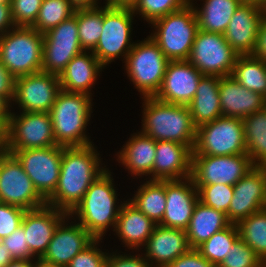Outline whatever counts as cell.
<instances>
[{
  "mask_svg": "<svg viewBox=\"0 0 266 267\" xmlns=\"http://www.w3.org/2000/svg\"><path fill=\"white\" fill-rule=\"evenodd\" d=\"M93 146L64 147L58 185L46 200L47 205L70 214L90 185L108 169L100 165L99 153Z\"/></svg>",
  "mask_w": 266,
  "mask_h": 267,
  "instance_id": "6da1fadb",
  "label": "cell"
},
{
  "mask_svg": "<svg viewBox=\"0 0 266 267\" xmlns=\"http://www.w3.org/2000/svg\"><path fill=\"white\" fill-rule=\"evenodd\" d=\"M142 133L155 141H175L193 150L196 127L188 106L166 103L155 97H142Z\"/></svg>",
  "mask_w": 266,
  "mask_h": 267,
  "instance_id": "7a4b0ae2",
  "label": "cell"
},
{
  "mask_svg": "<svg viewBox=\"0 0 266 267\" xmlns=\"http://www.w3.org/2000/svg\"><path fill=\"white\" fill-rule=\"evenodd\" d=\"M91 96L60 90L50 109L53 134L57 146L80 147L92 144L86 135L92 113Z\"/></svg>",
  "mask_w": 266,
  "mask_h": 267,
  "instance_id": "3957f363",
  "label": "cell"
},
{
  "mask_svg": "<svg viewBox=\"0 0 266 267\" xmlns=\"http://www.w3.org/2000/svg\"><path fill=\"white\" fill-rule=\"evenodd\" d=\"M111 172L107 169L88 188L81 202L69 216L77 215L78 223L95 239L105 236L109 226L115 228L122 203L118 206L117 191ZM117 207V208H116Z\"/></svg>",
  "mask_w": 266,
  "mask_h": 267,
  "instance_id": "277c9868",
  "label": "cell"
},
{
  "mask_svg": "<svg viewBox=\"0 0 266 267\" xmlns=\"http://www.w3.org/2000/svg\"><path fill=\"white\" fill-rule=\"evenodd\" d=\"M192 0L184 8L151 23L155 29L150 37L169 61L188 60L199 30Z\"/></svg>",
  "mask_w": 266,
  "mask_h": 267,
  "instance_id": "5b68a950",
  "label": "cell"
},
{
  "mask_svg": "<svg viewBox=\"0 0 266 267\" xmlns=\"http://www.w3.org/2000/svg\"><path fill=\"white\" fill-rule=\"evenodd\" d=\"M43 34L15 27L0 37V61L15 77L42 71Z\"/></svg>",
  "mask_w": 266,
  "mask_h": 267,
  "instance_id": "8992f818",
  "label": "cell"
},
{
  "mask_svg": "<svg viewBox=\"0 0 266 267\" xmlns=\"http://www.w3.org/2000/svg\"><path fill=\"white\" fill-rule=\"evenodd\" d=\"M145 39L134 43L128 53L126 73L143 97H154L161 87L169 60L150 36Z\"/></svg>",
  "mask_w": 266,
  "mask_h": 267,
  "instance_id": "52a82bcc",
  "label": "cell"
},
{
  "mask_svg": "<svg viewBox=\"0 0 266 267\" xmlns=\"http://www.w3.org/2000/svg\"><path fill=\"white\" fill-rule=\"evenodd\" d=\"M247 154L242 119L221 116L196 128L192 155Z\"/></svg>",
  "mask_w": 266,
  "mask_h": 267,
  "instance_id": "ba28073f",
  "label": "cell"
},
{
  "mask_svg": "<svg viewBox=\"0 0 266 267\" xmlns=\"http://www.w3.org/2000/svg\"><path fill=\"white\" fill-rule=\"evenodd\" d=\"M133 16L132 8L103 6V28L92 53L104 67L119 56L126 60L134 46L130 41Z\"/></svg>",
  "mask_w": 266,
  "mask_h": 267,
  "instance_id": "9c48e42d",
  "label": "cell"
},
{
  "mask_svg": "<svg viewBox=\"0 0 266 267\" xmlns=\"http://www.w3.org/2000/svg\"><path fill=\"white\" fill-rule=\"evenodd\" d=\"M239 55L220 33L198 30L188 61L200 73L208 76H231Z\"/></svg>",
  "mask_w": 266,
  "mask_h": 267,
  "instance_id": "30bf717a",
  "label": "cell"
},
{
  "mask_svg": "<svg viewBox=\"0 0 266 267\" xmlns=\"http://www.w3.org/2000/svg\"><path fill=\"white\" fill-rule=\"evenodd\" d=\"M63 149L64 147L55 145L6 151L17 158L38 193L47 200L58 185Z\"/></svg>",
  "mask_w": 266,
  "mask_h": 267,
  "instance_id": "8fae6325",
  "label": "cell"
},
{
  "mask_svg": "<svg viewBox=\"0 0 266 267\" xmlns=\"http://www.w3.org/2000/svg\"><path fill=\"white\" fill-rule=\"evenodd\" d=\"M0 202L32 210L46 205L17 158L0 153Z\"/></svg>",
  "mask_w": 266,
  "mask_h": 267,
  "instance_id": "7c38bea8",
  "label": "cell"
},
{
  "mask_svg": "<svg viewBox=\"0 0 266 267\" xmlns=\"http://www.w3.org/2000/svg\"><path fill=\"white\" fill-rule=\"evenodd\" d=\"M255 165L247 154L226 156L192 155L191 177L195 185L234 186Z\"/></svg>",
  "mask_w": 266,
  "mask_h": 267,
  "instance_id": "4fadbf2b",
  "label": "cell"
},
{
  "mask_svg": "<svg viewBox=\"0 0 266 267\" xmlns=\"http://www.w3.org/2000/svg\"><path fill=\"white\" fill-rule=\"evenodd\" d=\"M82 51L76 8L71 18L43 34L42 71L59 76L73 57Z\"/></svg>",
  "mask_w": 266,
  "mask_h": 267,
  "instance_id": "5bb4252c",
  "label": "cell"
},
{
  "mask_svg": "<svg viewBox=\"0 0 266 267\" xmlns=\"http://www.w3.org/2000/svg\"><path fill=\"white\" fill-rule=\"evenodd\" d=\"M51 117L46 112L11 113L8 119L6 150L55 146Z\"/></svg>",
  "mask_w": 266,
  "mask_h": 267,
  "instance_id": "9a60e30c",
  "label": "cell"
},
{
  "mask_svg": "<svg viewBox=\"0 0 266 267\" xmlns=\"http://www.w3.org/2000/svg\"><path fill=\"white\" fill-rule=\"evenodd\" d=\"M60 90L58 75L40 71L15 78L13 101L22 112L49 113Z\"/></svg>",
  "mask_w": 266,
  "mask_h": 267,
  "instance_id": "2e32d148",
  "label": "cell"
},
{
  "mask_svg": "<svg viewBox=\"0 0 266 267\" xmlns=\"http://www.w3.org/2000/svg\"><path fill=\"white\" fill-rule=\"evenodd\" d=\"M227 220L237 224L252 213L265 209L266 205V166H255L233 186Z\"/></svg>",
  "mask_w": 266,
  "mask_h": 267,
  "instance_id": "e0dca14e",
  "label": "cell"
},
{
  "mask_svg": "<svg viewBox=\"0 0 266 267\" xmlns=\"http://www.w3.org/2000/svg\"><path fill=\"white\" fill-rule=\"evenodd\" d=\"M203 76L188 60L169 61L161 87L154 97L166 103L188 106Z\"/></svg>",
  "mask_w": 266,
  "mask_h": 267,
  "instance_id": "ac0fdd59",
  "label": "cell"
},
{
  "mask_svg": "<svg viewBox=\"0 0 266 267\" xmlns=\"http://www.w3.org/2000/svg\"><path fill=\"white\" fill-rule=\"evenodd\" d=\"M69 218L68 213L47 204L26 210L21 227L24 229L30 252L35 257L34 260L39 261L43 257L57 226L64 219Z\"/></svg>",
  "mask_w": 266,
  "mask_h": 267,
  "instance_id": "d6986e66",
  "label": "cell"
},
{
  "mask_svg": "<svg viewBox=\"0 0 266 267\" xmlns=\"http://www.w3.org/2000/svg\"><path fill=\"white\" fill-rule=\"evenodd\" d=\"M165 195V212L159 225L186 230L199 201L192 177L165 180Z\"/></svg>",
  "mask_w": 266,
  "mask_h": 267,
  "instance_id": "ffe728a7",
  "label": "cell"
},
{
  "mask_svg": "<svg viewBox=\"0 0 266 267\" xmlns=\"http://www.w3.org/2000/svg\"><path fill=\"white\" fill-rule=\"evenodd\" d=\"M67 225L64 219L57 226L47 251L38 264L67 267L79 252L95 240L79 223Z\"/></svg>",
  "mask_w": 266,
  "mask_h": 267,
  "instance_id": "44dd1931",
  "label": "cell"
},
{
  "mask_svg": "<svg viewBox=\"0 0 266 267\" xmlns=\"http://www.w3.org/2000/svg\"><path fill=\"white\" fill-rule=\"evenodd\" d=\"M264 7L254 3H241L229 21L225 40L238 55H252L257 41Z\"/></svg>",
  "mask_w": 266,
  "mask_h": 267,
  "instance_id": "7402d4cb",
  "label": "cell"
},
{
  "mask_svg": "<svg viewBox=\"0 0 266 267\" xmlns=\"http://www.w3.org/2000/svg\"><path fill=\"white\" fill-rule=\"evenodd\" d=\"M145 249L144 257L151 267L153 265L167 267L176 258L188 252L191 247L185 230L156 224Z\"/></svg>",
  "mask_w": 266,
  "mask_h": 267,
  "instance_id": "603a6c76",
  "label": "cell"
},
{
  "mask_svg": "<svg viewBox=\"0 0 266 267\" xmlns=\"http://www.w3.org/2000/svg\"><path fill=\"white\" fill-rule=\"evenodd\" d=\"M219 98L222 116L244 119L265 107L266 98L247 90L232 76H224L219 81Z\"/></svg>",
  "mask_w": 266,
  "mask_h": 267,
  "instance_id": "cb8c5ba5",
  "label": "cell"
},
{
  "mask_svg": "<svg viewBox=\"0 0 266 267\" xmlns=\"http://www.w3.org/2000/svg\"><path fill=\"white\" fill-rule=\"evenodd\" d=\"M192 150L175 141H157L153 180L185 179L191 176Z\"/></svg>",
  "mask_w": 266,
  "mask_h": 267,
  "instance_id": "d4e9b609",
  "label": "cell"
},
{
  "mask_svg": "<svg viewBox=\"0 0 266 267\" xmlns=\"http://www.w3.org/2000/svg\"><path fill=\"white\" fill-rule=\"evenodd\" d=\"M87 52L83 50L73 57L65 70L59 75L61 90L91 96V87L96 83V78L104 66L92 51L91 53Z\"/></svg>",
  "mask_w": 266,
  "mask_h": 267,
  "instance_id": "484cf974",
  "label": "cell"
},
{
  "mask_svg": "<svg viewBox=\"0 0 266 267\" xmlns=\"http://www.w3.org/2000/svg\"><path fill=\"white\" fill-rule=\"evenodd\" d=\"M116 221L115 231L128 249L145 246L156 223L148 218L130 201H124Z\"/></svg>",
  "mask_w": 266,
  "mask_h": 267,
  "instance_id": "4316f807",
  "label": "cell"
},
{
  "mask_svg": "<svg viewBox=\"0 0 266 267\" xmlns=\"http://www.w3.org/2000/svg\"><path fill=\"white\" fill-rule=\"evenodd\" d=\"M156 144L152 137L147 136L141 131L133 134L117 155L121 162L132 175L149 176L153 180V164L156 155Z\"/></svg>",
  "mask_w": 266,
  "mask_h": 267,
  "instance_id": "83f0119b",
  "label": "cell"
},
{
  "mask_svg": "<svg viewBox=\"0 0 266 267\" xmlns=\"http://www.w3.org/2000/svg\"><path fill=\"white\" fill-rule=\"evenodd\" d=\"M220 78L204 75L198 84L195 96L188 105L196 128L222 116L219 98Z\"/></svg>",
  "mask_w": 266,
  "mask_h": 267,
  "instance_id": "f1b7e54d",
  "label": "cell"
},
{
  "mask_svg": "<svg viewBox=\"0 0 266 267\" xmlns=\"http://www.w3.org/2000/svg\"><path fill=\"white\" fill-rule=\"evenodd\" d=\"M230 222L223 212L197 202L188 228L185 230L191 248H197L216 232L226 228Z\"/></svg>",
  "mask_w": 266,
  "mask_h": 267,
  "instance_id": "f546056e",
  "label": "cell"
},
{
  "mask_svg": "<svg viewBox=\"0 0 266 267\" xmlns=\"http://www.w3.org/2000/svg\"><path fill=\"white\" fill-rule=\"evenodd\" d=\"M202 8L193 7L200 30L223 34L235 10L242 3L240 0H205Z\"/></svg>",
  "mask_w": 266,
  "mask_h": 267,
  "instance_id": "4dcf8cb0",
  "label": "cell"
},
{
  "mask_svg": "<svg viewBox=\"0 0 266 267\" xmlns=\"http://www.w3.org/2000/svg\"><path fill=\"white\" fill-rule=\"evenodd\" d=\"M246 152L255 166H266V109L242 119Z\"/></svg>",
  "mask_w": 266,
  "mask_h": 267,
  "instance_id": "1f68e13d",
  "label": "cell"
},
{
  "mask_svg": "<svg viewBox=\"0 0 266 267\" xmlns=\"http://www.w3.org/2000/svg\"><path fill=\"white\" fill-rule=\"evenodd\" d=\"M130 202L156 224H159L165 212V180H148L139 186Z\"/></svg>",
  "mask_w": 266,
  "mask_h": 267,
  "instance_id": "d6a6232c",
  "label": "cell"
},
{
  "mask_svg": "<svg viewBox=\"0 0 266 267\" xmlns=\"http://www.w3.org/2000/svg\"><path fill=\"white\" fill-rule=\"evenodd\" d=\"M231 76L247 90L266 98V63L253 55H239Z\"/></svg>",
  "mask_w": 266,
  "mask_h": 267,
  "instance_id": "836d02e7",
  "label": "cell"
},
{
  "mask_svg": "<svg viewBox=\"0 0 266 267\" xmlns=\"http://www.w3.org/2000/svg\"><path fill=\"white\" fill-rule=\"evenodd\" d=\"M78 38L84 51H93L103 28V7L77 8Z\"/></svg>",
  "mask_w": 266,
  "mask_h": 267,
  "instance_id": "e575fe53",
  "label": "cell"
},
{
  "mask_svg": "<svg viewBox=\"0 0 266 267\" xmlns=\"http://www.w3.org/2000/svg\"><path fill=\"white\" fill-rule=\"evenodd\" d=\"M239 237L261 258L266 256V210L252 213L237 224Z\"/></svg>",
  "mask_w": 266,
  "mask_h": 267,
  "instance_id": "d590c367",
  "label": "cell"
},
{
  "mask_svg": "<svg viewBox=\"0 0 266 267\" xmlns=\"http://www.w3.org/2000/svg\"><path fill=\"white\" fill-rule=\"evenodd\" d=\"M73 0H43L35 23L31 26L41 34L71 18L76 10Z\"/></svg>",
  "mask_w": 266,
  "mask_h": 267,
  "instance_id": "8d00e7d4",
  "label": "cell"
},
{
  "mask_svg": "<svg viewBox=\"0 0 266 267\" xmlns=\"http://www.w3.org/2000/svg\"><path fill=\"white\" fill-rule=\"evenodd\" d=\"M239 238V231L236 224H229L226 228L213 234L196 249L209 262L216 267L222 262L230 247Z\"/></svg>",
  "mask_w": 266,
  "mask_h": 267,
  "instance_id": "74e56055",
  "label": "cell"
},
{
  "mask_svg": "<svg viewBox=\"0 0 266 267\" xmlns=\"http://www.w3.org/2000/svg\"><path fill=\"white\" fill-rule=\"evenodd\" d=\"M190 3V0H138L132 7L134 14H140L149 23L178 11ZM139 12V13H138Z\"/></svg>",
  "mask_w": 266,
  "mask_h": 267,
  "instance_id": "f35d334b",
  "label": "cell"
},
{
  "mask_svg": "<svg viewBox=\"0 0 266 267\" xmlns=\"http://www.w3.org/2000/svg\"><path fill=\"white\" fill-rule=\"evenodd\" d=\"M198 199L208 207L223 212L225 215L233 198L234 187L227 184L195 185Z\"/></svg>",
  "mask_w": 266,
  "mask_h": 267,
  "instance_id": "ab89813d",
  "label": "cell"
},
{
  "mask_svg": "<svg viewBox=\"0 0 266 267\" xmlns=\"http://www.w3.org/2000/svg\"><path fill=\"white\" fill-rule=\"evenodd\" d=\"M261 258L240 237L217 267H261Z\"/></svg>",
  "mask_w": 266,
  "mask_h": 267,
  "instance_id": "60d3db41",
  "label": "cell"
},
{
  "mask_svg": "<svg viewBox=\"0 0 266 267\" xmlns=\"http://www.w3.org/2000/svg\"><path fill=\"white\" fill-rule=\"evenodd\" d=\"M43 0H11V14L16 27H31Z\"/></svg>",
  "mask_w": 266,
  "mask_h": 267,
  "instance_id": "b9f144b4",
  "label": "cell"
},
{
  "mask_svg": "<svg viewBox=\"0 0 266 267\" xmlns=\"http://www.w3.org/2000/svg\"><path fill=\"white\" fill-rule=\"evenodd\" d=\"M26 210L0 202V241L21 226Z\"/></svg>",
  "mask_w": 266,
  "mask_h": 267,
  "instance_id": "7bdbcfd3",
  "label": "cell"
},
{
  "mask_svg": "<svg viewBox=\"0 0 266 267\" xmlns=\"http://www.w3.org/2000/svg\"><path fill=\"white\" fill-rule=\"evenodd\" d=\"M100 241L101 239H95L89 246L79 252L67 267H105L108 253L97 247Z\"/></svg>",
  "mask_w": 266,
  "mask_h": 267,
  "instance_id": "ee69618b",
  "label": "cell"
},
{
  "mask_svg": "<svg viewBox=\"0 0 266 267\" xmlns=\"http://www.w3.org/2000/svg\"><path fill=\"white\" fill-rule=\"evenodd\" d=\"M1 242L5 244L6 248L11 252L13 260H33L32 258L34 256L30 252L24 229L21 226L9 236L2 239Z\"/></svg>",
  "mask_w": 266,
  "mask_h": 267,
  "instance_id": "f6af8a7d",
  "label": "cell"
},
{
  "mask_svg": "<svg viewBox=\"0 0 266 267\" xmlns=\"http://www.w3.org/2000/svg\"><path fill=\"white\" fill-rule=\"evenodd\" d=\"M167 267H216L203 257L196 248H191L185 254L172 261Z\"/></svg>",
  "mask_w": 266,
  "mask_h": 267,
  "instance_id": "bcb514c9",
  "label": "cell"
},
{
  "mask_svg": "<svg viewBox=\"0 0 266 267\" xmlns=\"http://www.w3.org/2000/svg\"><path fill=\"white\" fill-rule=\"evenodd\" d=\"M105 267H151L144 256L108 254Z\"/></svg>",
  "mask_w": 266,
  "mask_h": 267,
  "instance_id": "7dc6e473",
  "label": "cell"
},
{
  "mask_svg": "<svg viewBox=\"0 0 266 267\" xmlns=\"http://www.w3.org/2000/svg\"><path fill=\"white\" fill-rule=\"evenodd\" d=\"M15 77L0 61V97L8 104L14 98Z\"/></svg>",
  "mask_w": 266,
  "mask_h": 267,
  "instance_id": "c3c4849f",
  "label": "cell"
},
{
  "mask_svg": "<svg viewBox=\"0 0 266 267\" xmlns=\"http://www.w3.org/2000/svg\"><path fill=\"white\" fill-rule=\"evenodd\" d=\"M252 55L266 63V13L260 22L256 46Z\"/></svg>",
  "mask_w": 266,
  "mask_h": 267,
  "instance_id": "681fc988",
  "label": "cell"
},
{
  "mask_svg": "<svg viewBox=\"0 0 266 267\" xmlns=\"http://www.w3.org/2000/svg\"><path fill=\"white\" fill-rule=\"evenodd\" d=\"M15 27L11 14V4H0V37Z\"/></svg>",
  "mask_w": 266,
  "mask_h": 267,
  "instance_id": "f907efd6",
  "label": "cell"
},
{
  "mask_svg": "<svg viewBox=\"0 0 266 267\" xmlns=\"http://www.w3.org/2000/svg\"><path fill=\"white\" fill-rule=\"evenodd\" d=\"M9 117H0V153L6 151Z\"/></svg>",
  "mask_w": 266,
  "mask_h": 267,
  "instance_id": "816d5d0a",
  "label": "cell"
},
{
  "mask_svg": "<svg viewBox=\"0 0 266 267\" xmlns=\"http://www.w3.org/2000/svg\"><path fill=\"white\" fill-rule=\"evenodd\" d=\"M13 260L11 252L6 248V245L0 241V267H7Z\"/></svg>",
  "mask_w": 266,
  "mask_h": 267,
  "instance_id": "f5cc1de1",
  "label": "cell"
},
{
  "mask_svg": "<svg viewBox=\"0 0 266 267\" xmlns=\"http://www.w3.org/2000/svg\"><path fill=\"white\" fill-rule=\"evenodd\" d=\"M34 260H12L7 267H38V261Z\"/></svg>",
  "mask_w": 266,
  "mask_h": 267,
  "instance_id": "db71d44e",
  "label": "cell"
},
{
  "mask_svg": "<svg viewBox=\"0 0 266 267\" xmlns=\"http://www.w3.org/2000/svg\"><path fill=\"white\" fill-rule=\"evenodd\" d=\"M138 0H108V6L132 8Z\"/></svg>",
  "mask_w": 266,
  "mask_h": 267,
  "instance_id": "11a10c76",
  "label": "cell"
},
{
  "mask_svg": "<svg viewBox=\"0 0 266 267\" xmlns=\"http://www.w3.org/2000/svg\"><path fill=\"white\" fill-rule=\"evenodd\" d=\"M98 0H73L74 5L77 8L81 7H98ZM108 5V0L105 2V6Z\"/></svg>",
  "mask_w": 266,
  "mask_h": 267,
  "instance_id": "9f6ffc18",
  "label": "cell"
},
{
  "mask_svg": "<svg viewBox=\"0 0 266 267\" xmlns=\"http://www.w3.org/2000/svg\"><path fill=\"white\" fill-rule=\"evenodd\" d=\"M11 105L8 104L2 97H0V117H9L10 115V107Z\"/></svg>",
  "mask_w": 266,
  "mask_h": 267,
  "instance_id": "6f0895ef",
  "label": "cell"
},
{
  "mask_svg": "<svg viewBox=\"0 0 266 267\" xmlns=\"http://www.w3.org/2000/svg\"><path fill=\"white\" fill-rule=\"evenodd\" d=\"M242 3H254L259 6L264 7L266 4V0H240Z\"/></svg>",
  "mask_w": 266,
  "mask_h": 267,
  "instance_id": "680465c9",
  "label": "cell"
},
{
  "mask_svg": "<svg viewBox=\"0 0 266 267\" xmlns=\"http://www.w3.org/2000/svg\"><path fill=\"white\" fill-rule=\"evenodd\" d=\"M0 4H11V0H0Z\"/></svg>",
  "mask_w": 266,
  "mask_h": 267,
  "instance_id": "91938a15",
  "label": "cell"
},
{
  "mask_svg": "<svg viewBox=\"0 0 266 267\" xmlns=\"http://www.w3.org/2000/svg\"><path fill=\"white\" fill-rule=\"evenodd\" d=\"M261 267H266V256L262 259Z\"/></svg>",
  "mask_w": 266,
  "mask_h": 267,
  "instance_id": "94428289",
  "label": "cell"
},
{
  "mask_svg": "<svg viewBox=\"0 0 266 267\" xmlns=\"http://www.w3.org/2000/svg\"><path fill=\"white\" fill-rule=\"evenodd\" d=\"M38 267H61V266H51V265H45V264H38Z\"/></svg>",
  "mask_w": 266,
  "mask_h": 267,
  "instance_id": "6125c7cd",
  "label": "cell"
}]
</instances>
